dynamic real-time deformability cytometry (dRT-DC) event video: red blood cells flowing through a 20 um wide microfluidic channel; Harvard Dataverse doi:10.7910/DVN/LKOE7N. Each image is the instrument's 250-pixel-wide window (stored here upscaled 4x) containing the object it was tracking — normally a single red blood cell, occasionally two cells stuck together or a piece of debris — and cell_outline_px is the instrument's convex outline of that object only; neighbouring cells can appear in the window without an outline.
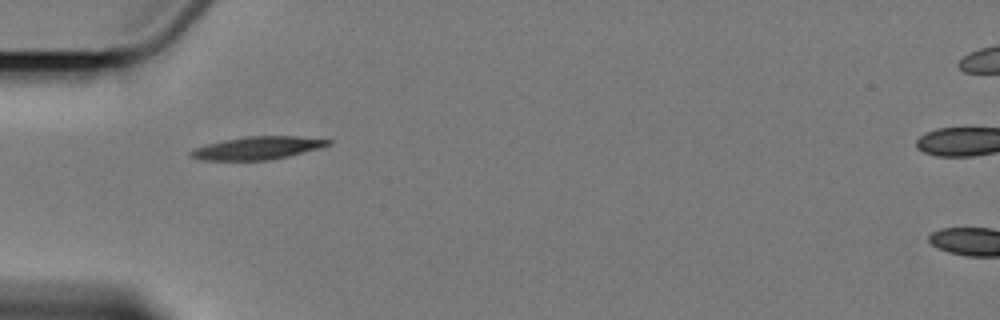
{"species": "Egyptian fruit bat (a non-hibernating species)", "species_latin": "Rousettus aegyptiacus", "temperature_condition": "cold", "stored_images_in_passage": 2, "camera_frame_rate_fps": 3000, "um_per_image_px": 0.085, "animal": {"sex": "female"}, "frame": {"image": 1, "passage_image": 1, "time_ms": 0.0, "image_size_px": [1000, 320], "cell_outline_px": [[332, 144], [320, 148], [272, 160], [200, 160], [188, 156], [188, 152], [192, 148], [224, 140], [248, 136], [296, 136], [332, 140]], "centroid_in_image_um": [21.86, 12.58], "position_along_channel_um": 63.1, "area_um2": 18.38}}
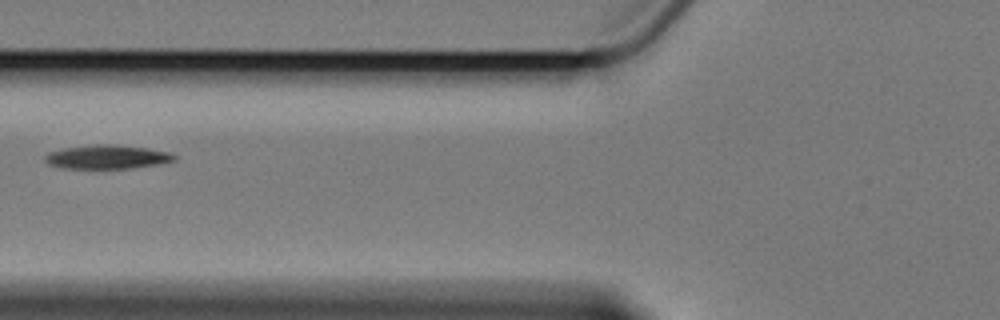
{"frame": {"image": 2, "passage_image": 2, "time_ms": 1.667, "image_size_px": [1000, 320], "cell_outline_px": [[180, 156], [176, 160], [160, 164], [132, 168], [60, 168], [48, 164], [44, 160], [44, 156], [48, 152], [64, 148], [96, 144], [116, 144], [148, 148], [172, 152]], "centroid_in_image_um": [9.16, 13.33], "position_along_channel_um": 116.6, "area_um2": 18.32}}